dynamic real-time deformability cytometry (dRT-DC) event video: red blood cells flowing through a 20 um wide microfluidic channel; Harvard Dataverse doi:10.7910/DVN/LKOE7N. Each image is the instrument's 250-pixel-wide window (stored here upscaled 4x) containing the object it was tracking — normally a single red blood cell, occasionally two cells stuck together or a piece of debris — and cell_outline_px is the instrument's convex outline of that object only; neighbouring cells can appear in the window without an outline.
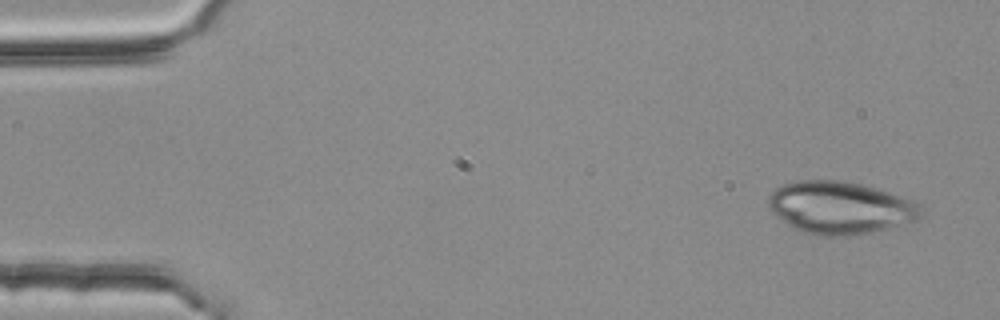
{"species": "common noctule bat (a hibernating species)", "species_latin": "Nyctalus noctula", "temperature_condition": "room temperature", "stored_images_in_passage": 3, "camera_frame_rate_fps": 3000, "um_per_image_px": 0.085, "animal": {"sex": "female", "body_mass_g": 25.1}, "frame": {"image": 1, "passage_image": 1, "time_ms": 0.0, "image_size_px": [1000, 320], "cell_outline_px": [[924, 216], [916, 220], [888, 228], [848, 236], [816, 236], [792, 228], [768, 208], [768, 196], [776, 188], [784, 184], [800, 180], [836, 180], [860, 184], [876, 188], [912, 200], [920, 204], [924, 208]], "centroid_in_image_um": [71.43, 17.66], "position_along_channel_um": 13.6, "area_um2": 46.7}}